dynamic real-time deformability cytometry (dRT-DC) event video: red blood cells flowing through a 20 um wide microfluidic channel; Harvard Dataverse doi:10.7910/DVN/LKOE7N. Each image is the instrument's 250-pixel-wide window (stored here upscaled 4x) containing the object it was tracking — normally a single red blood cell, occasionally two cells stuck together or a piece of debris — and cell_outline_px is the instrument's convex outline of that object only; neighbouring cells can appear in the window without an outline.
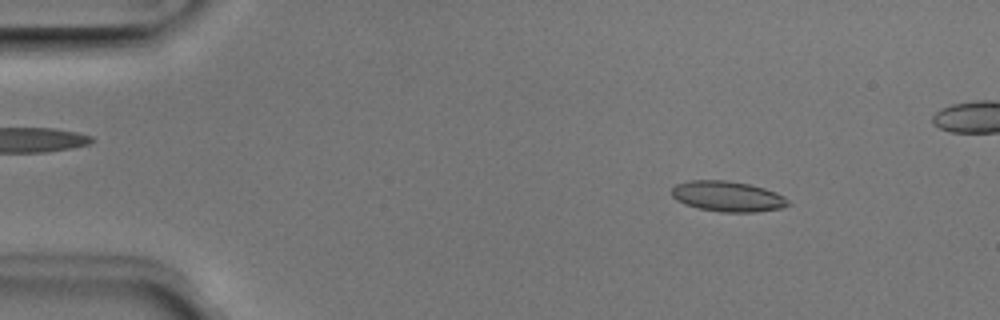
{"species": "Egyptian fruit bat (a non-hibernating species)", "species_latin": "Rousettus aegyptiacus", "temperature_condition": "room temperature", "stored_images_in_passage": 4, "camera_frame_rate_fps": 3000, "um_per_image_px": 0.085, "animal": {"sex": "male"}, "frame": {"image": 1, "passage_image": 1, "time_ms": 0.0, "image_size_px": [1000, 320], "cell_outline_px": [[792, 204], [780, 208], [756, 212], [720, 212], [696, 208], [684, 204], [676, 200], [672, 196], [672, 188], [676, 184], [688, 180], [728, 180], [748, 184], [764, 188], [776, 192], [784, 196]], "centroid_in_image_um": [61.83, 16.69], "position_along_channel_um": 23.2, "area_um2": 20.87}}